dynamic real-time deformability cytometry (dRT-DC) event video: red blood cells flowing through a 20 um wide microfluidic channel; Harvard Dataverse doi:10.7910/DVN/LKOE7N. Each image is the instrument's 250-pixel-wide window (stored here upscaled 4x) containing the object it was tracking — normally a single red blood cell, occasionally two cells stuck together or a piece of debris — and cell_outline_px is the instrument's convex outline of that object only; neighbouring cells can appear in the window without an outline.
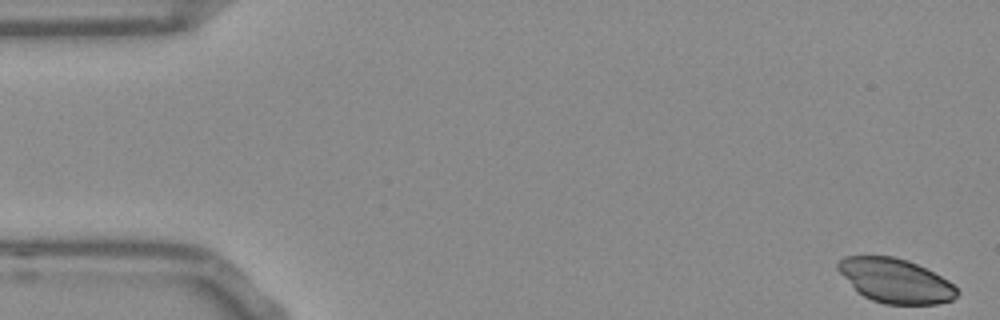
{"species": "Egyptian fruit bat (a non-hibernating species)", "species_latin": "Rousettus aegyptiacus", "temperature_condition": "room temperature", "stored_images_in_passage": 55, "camera_frame_rate_fps": 3000, "um_per_image_px": 0.085, "frame": {"image": 1, "passage_image": 1, "time_ms": 0.0, "image_size_px": [1000, 320], "cell_outline_px": [[960, 292], [952, 300], [936, 304], [884, 304], [872, 300], [864, 296], [836, 268], [836, 264], [844, 256], [892, 256], [908, 260], [948, 280]], "centroid_in_image_um": [76.13, 23.86], "position_along_channel_um": 8.9, "area_um2": 30.23}}
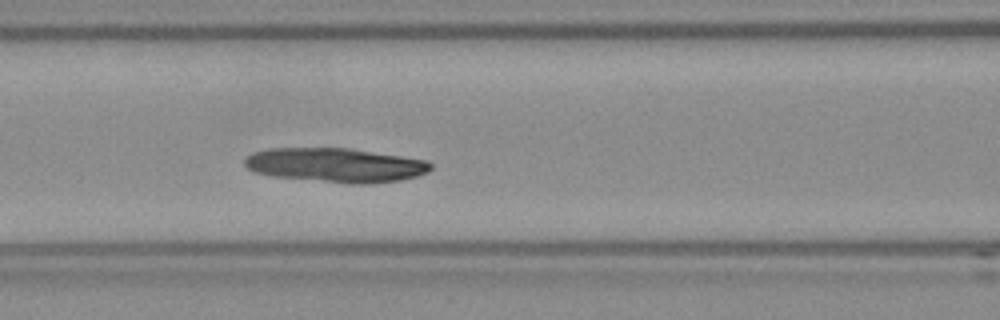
{"frame": {"image": 2, "passage_image": 22, "time_ms": 7.0, "image_size_px": [1000, 320], "cell_outline_px": [[432, 168], [428, 172], [416, 176], [400, 180], [372, 184], [352, 184], [272, 176], [252, 172], [244, 164], [244, 156], [252, 152], [268, 148], [352, 148], [428, 160], [432, 164]], "centroid_in_image_um": [28.51, 14.03], "position_along_channel_um": 138.1, "area_um2": 37.57}}
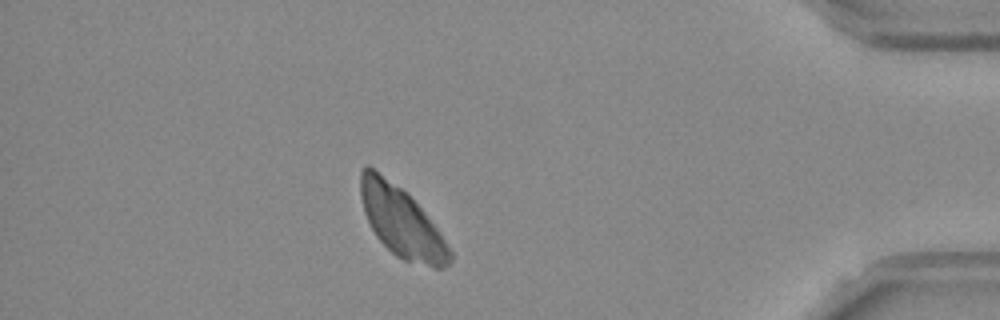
{"frame": {"image": 3, "passage_image": 47, "time_ms": 15.333, "image_size_px": [1000, 320], "cell_outline_px": [[452, 260], [444, 268], [436, 268], [404, 260], [396, 256], [376, 236], [364, 212], [360, 196], [360, 172], [368, 164], [400, 188], [424, 212], [436, 228], [452, 252]], "centroid_in_image_um": [34.1, 18.88], "position_along_channel_um": 401.1, "area_um2": 35.66}}